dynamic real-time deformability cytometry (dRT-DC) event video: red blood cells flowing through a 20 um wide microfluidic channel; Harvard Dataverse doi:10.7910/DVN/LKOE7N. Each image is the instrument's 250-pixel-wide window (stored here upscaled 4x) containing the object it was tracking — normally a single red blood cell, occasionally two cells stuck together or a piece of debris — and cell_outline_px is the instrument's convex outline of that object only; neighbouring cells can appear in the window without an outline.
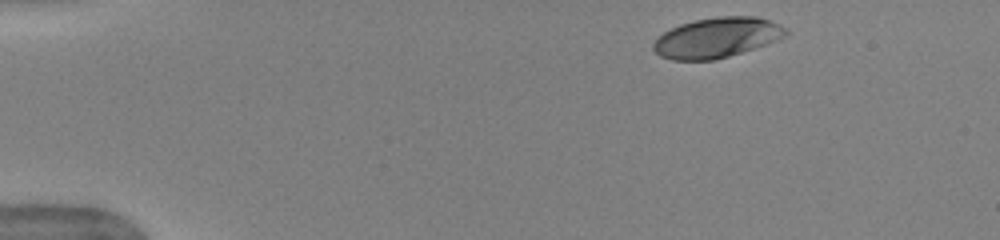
{"species": "human", "species_latin": "Homo sapiens", "temperature_condition": "warm", "stored_images_in_passage": 19, "camera_frame_rate_fps": 3000, "um_per_image_px": 0.085, "donor": {"sex": "female"}, "frame": {"image": 1, "passage_image": 1, "time_ms": 0.0, "image_size_px": [1000, 240], "cell_outline_px": [[788, 32], [784, 36], [776, 40], [728, 56], [712, 60], [672, 60], [660, 56], [652, 48], [652, 44], [664, 32], [680, 24], [696, 20], [716, 16], [756, 16], [772, 20], [780, 24]], "centroid_in_image_um": [60.92, 3.18], "position_along_channel_um": 24.1, "area_um2": 30.63}}
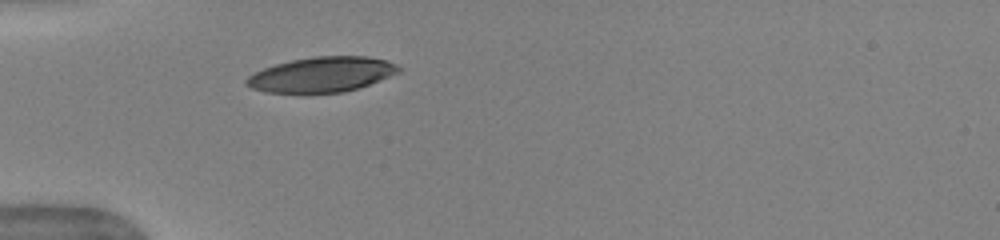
{"frame": {"image": 2, "passage_image": 8, "time_ms": 2.333, "image_size_px": [1000, 240], "cell_outline_px": [[404, 68], [400, 72], [360, 88], [344, 92], [308, 96], [300, 96], [264, 92], [252, 88], [244, 84], [244, 80], [248, 76], [264, 68], [276, 64], [292, 60], [316, 56], [368, 56], [388, 60]], "centroid_in_image_um": [27.34, 6.39], "position_along_channel_um": 57.7, "area_um2": 32.43}}
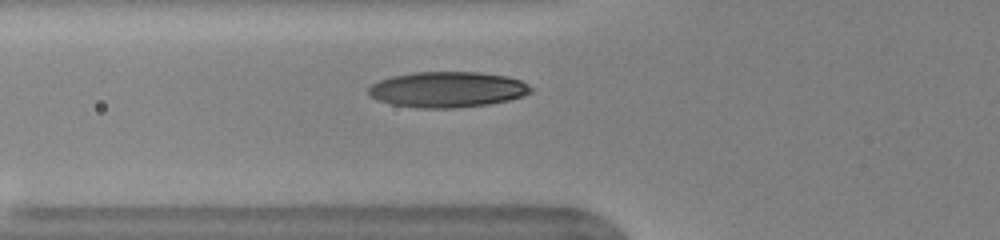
{"frame": {"image": 3, "passage_image": 10, "time_ms": 3.0, "image_size_px": [1000, 240], "cell_outline_px": [[532, 92], [524, 96], [508, 100], [488, 104], [456, 108], [416, 108], [392, 104], [376, 100], [368, 92], [368, 88], [372, 84], [380, 80], [392, 76], [412, 72], [480, 72], [508, 76], [520, 80], [528, 84], [532, 88]], "centroid_in_image_um": [38.04, 7.61], "position_along_channel_um": 87.8, "area_um2": 33.93}}